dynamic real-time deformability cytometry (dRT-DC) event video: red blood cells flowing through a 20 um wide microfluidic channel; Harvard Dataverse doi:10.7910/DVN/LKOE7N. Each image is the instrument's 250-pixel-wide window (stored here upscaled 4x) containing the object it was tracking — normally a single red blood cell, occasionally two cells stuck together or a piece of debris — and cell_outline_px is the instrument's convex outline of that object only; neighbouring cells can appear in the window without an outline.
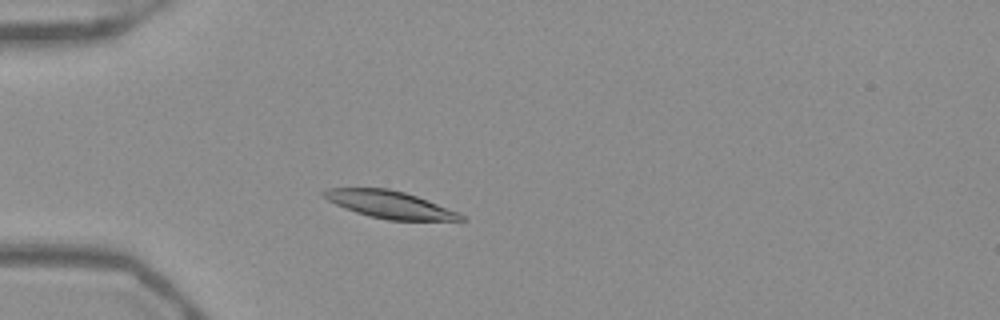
{"species": "Egyptian fruit bat (a non-hibernating species)", "species_latin": "Rousettus aegyptiacus", "temperature_condition": "warm", "stored_images_in_passage": 47, "camera_frame_rate_fps": 3000, "um_per_image_px": 0.085, "frame": {"image": 1, "passage_image": 10, "time_ms": 3.0, "image_size_px": [1000, 320], "cell_outline_px": [[468, 220], [388, 220], [368, 216], [344, 208], [328, 200], [320, 192], [328, 188], [388, 188], [404, 192], [416, 196], [460, 212]], "centroid_in_image_um": [33.14, 17.39], "position_along_channel_um": 51.9, "area_um2": 21.73}}
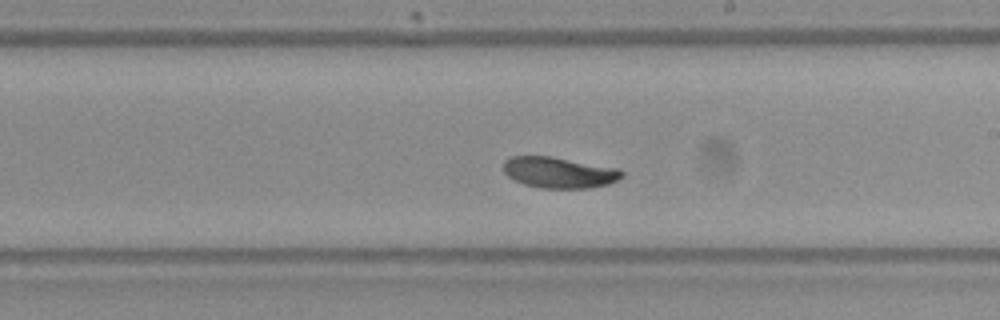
{"frame": {"image": 2, "passage_image": 26, "time_ms": 8.333, "image_size_px": [1000, 320], "cell_outline_px": [[624, 176], [608, 184], [588, 188], [540, 188], [524, 184], [508, 176], [504, 172], [504, 160], [512, 156], [552, 156], [620, 168], [624, 172]], "centroid_in_image_um": [47.55, 14.65], "position_along_channel_um": 241.4, "area_um2": 21.5}}
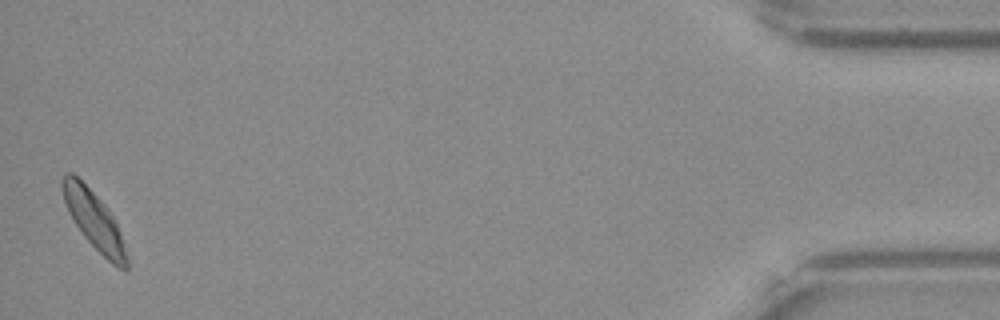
{"frame": {"image": 3, "passage_image": 47, "time_ms": 15.333, "image_size_px": [1000, 320], "cell_outline_px": [[128, 272], [124, 272], [112, 264], [84, 236], [68, 212], [60, 188], [60, 180], [64, 172], [72, 172], [104, 204], [112, 216], [120, 232], [128, 260]], "centroid_in_image_um": [7.97, 18.72], "position_along_channel_um": 427.2, "area_um2": 21.33}, "authors_computed_cell_mechanics": {"area_um2": 21.7328, "velocity_mm_per_s": 3.8473, "shape_relaxation_time_tau1_ms": 1.5597, "shape_relaxation_time_tau2_ms": 5.0067, "deformation_change_tau1": 0.1179, "deformation_change_tau2": 0.0797}}